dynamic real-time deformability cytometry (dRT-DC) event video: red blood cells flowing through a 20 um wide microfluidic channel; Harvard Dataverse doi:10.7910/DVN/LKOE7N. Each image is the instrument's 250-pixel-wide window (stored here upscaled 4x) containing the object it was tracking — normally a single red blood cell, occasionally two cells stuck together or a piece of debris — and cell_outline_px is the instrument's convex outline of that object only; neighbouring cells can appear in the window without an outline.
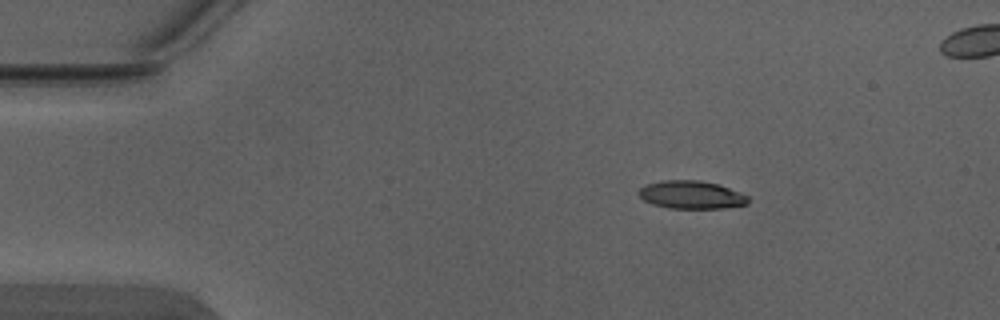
{"species": "Egyptian fruit bat (a non-hibernating species)", "species_latin": "Rousettus aegyptiacus", "temperature_condition": "warm", "stored_images_in_passage": 4, "camera_frame_rate_fps": 3000, "um_per_image_px": 0.085, "animal": {"sex": "male"}, "frame": {"image": 1, "passage_image": 1, "time_ms": 0.0, "image_size_px": [1000, 320], "cell_outline_px": [[748, 204], [724, 208], [668, 208], [652, 204], [644, 200], [636, 192], [640, 188], [648, 184], [664, 180], [700, 180], [720, 184], [740, 192], [748, 196]], "centroid_in_image_um": [58.77, 16.55], "position_along_channel_um": 26.2, "area_um2": 17.92}}